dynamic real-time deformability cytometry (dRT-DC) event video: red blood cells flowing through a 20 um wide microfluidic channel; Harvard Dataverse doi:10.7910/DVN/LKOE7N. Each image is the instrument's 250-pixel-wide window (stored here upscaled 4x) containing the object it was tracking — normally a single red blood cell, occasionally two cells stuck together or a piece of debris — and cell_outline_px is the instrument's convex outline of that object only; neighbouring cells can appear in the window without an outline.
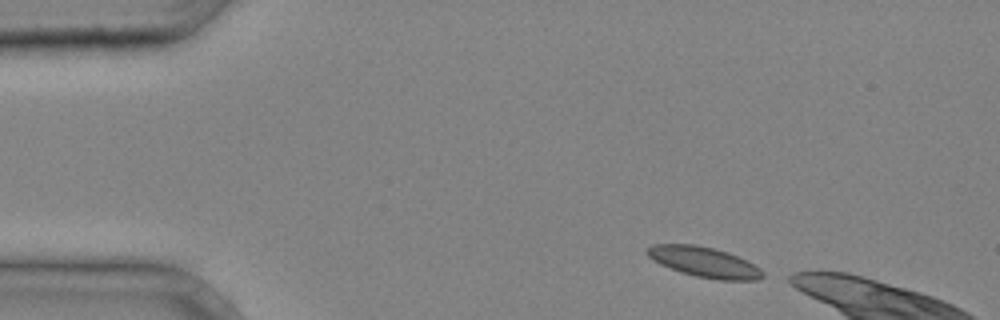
{"species": "common noctule bat (a hibernating species)", "species_latin": "Nyctalus noctula", "temperature_condition": "cold", "stored_images_in_passage": 4, "camera_frame_rate_fps": 3000, "um_per_image_px": 0.085, "animal": {"sex": "male", "body_mass_g": 20.4}, "frame": {"image": 1, "passage_image": 1, "time_ms": 0.0, "image_size_px": [1000, 320], "cell_outline_px": [[764, 276], [756, 280], [716, 280], [696, 276], [680, 272], [660, 264], [652, 260], [644, 252], [652, 244], [696, 244], [728, 252], [760, 268], [764, 272]], "centroid_in_image_um": [59.81, 22.27], "position_along_channel_um": 25.2, "area_um2": 20.35}}